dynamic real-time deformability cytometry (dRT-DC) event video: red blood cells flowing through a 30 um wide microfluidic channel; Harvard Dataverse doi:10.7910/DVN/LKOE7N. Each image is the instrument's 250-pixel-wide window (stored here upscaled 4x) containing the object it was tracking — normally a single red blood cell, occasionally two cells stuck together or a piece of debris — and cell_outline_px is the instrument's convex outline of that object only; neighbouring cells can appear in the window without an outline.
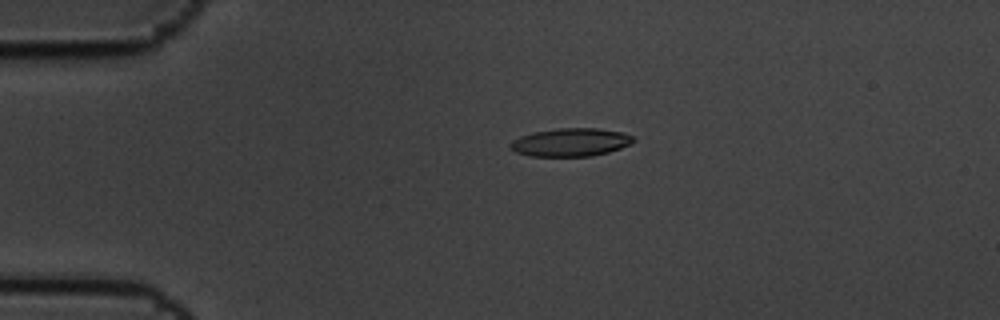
{"species": "common noctule bat (a hibernating species)", "species_latin": "Nyctalus noctula", "temperature_condition": "cold", "stored_images_in_passage": 11, "camera_frame_rate_fps": 3000, "um_per_image_px": 0.085, "animal": {"sex": "male", "body_mass_g": 19.5, "forearm_length_mm": 54.6}, "frame": {"image": 1, "passage_image": 3, "time_ms": 0.667, "image_size_px": [1000, 320], "cell_outline_px": [[636, 140], [632, 144], [608, 152], [592, 156], [528, 156], [516, 152], [508, 144], [512, 140], [520, 136], [532, 132], [556, 128], [596, 128], [620, 132], [632, 136]], "centroid_in_image_um": [48.49, 12.09], "position_along_channel_um": 36.5, "area_um2": 20.23}}
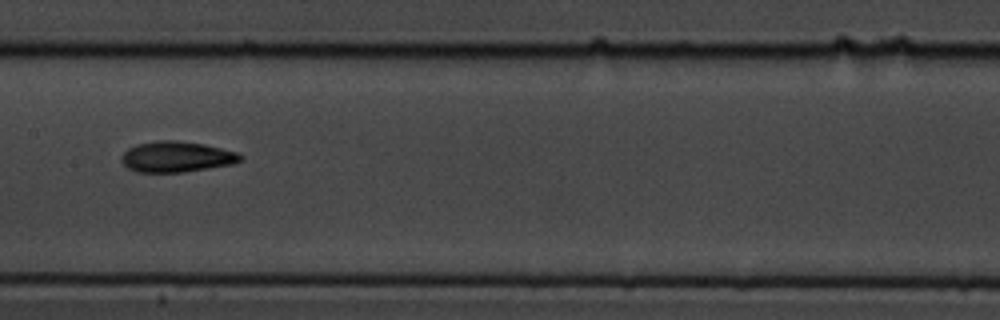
{"frame": {"image": 2, "passage_image": 8, "time_ms": 2.333, "image_size_px": [1000, 320], "cell_outline_px": [[244, 160], [232, 164], [184, 172], [136, 172], [128, 168], [120, 160], [120, 156], [128, 148], [136, 144], [160, 140], [176, 140], [204, 144], [240, 152], [244, 156]], "centroid_in_image_um": [15.03, 13.32], "position_along_channel_um": 192.4, "area_um2": 21.56}}
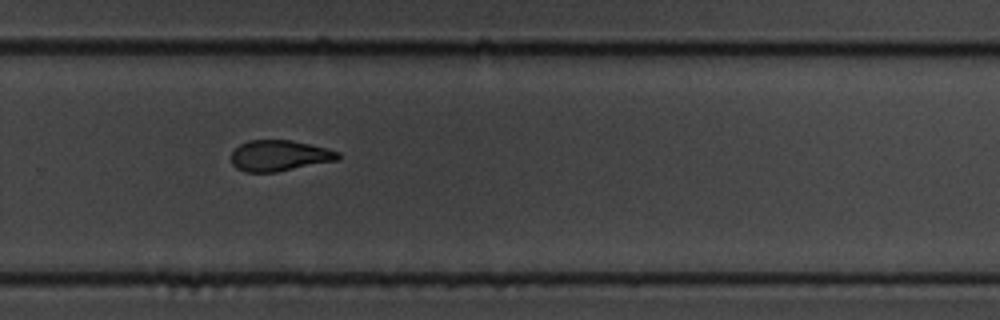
{"frame": {"image": 3, "passage_image": 11, "time_ms": 3.333, "image_size_px": [1000, 320], "cell_outline_px": [[340, 156], [336, 160], [276, 172], [244, 172], [236, 168], [232, 164], [232, 152], [240, 144], [248, 140], [292, 140], [340, 152]], "centroid_in_image_um": [23.71, 13.23], "position_along_channel_um": 306.1, "area_um2": 19.02}}